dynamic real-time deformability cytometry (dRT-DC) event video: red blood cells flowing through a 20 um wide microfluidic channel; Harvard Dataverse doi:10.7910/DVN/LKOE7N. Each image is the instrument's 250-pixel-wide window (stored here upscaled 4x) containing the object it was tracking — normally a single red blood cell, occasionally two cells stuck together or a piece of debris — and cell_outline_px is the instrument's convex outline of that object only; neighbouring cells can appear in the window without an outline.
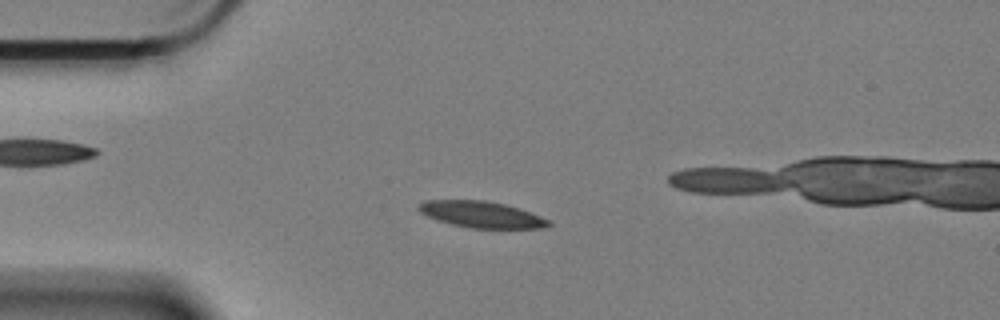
{"species": "Egyptian fruit bat (a non-hibernating species)", "species_latin": "Rousettus aegyptiacus", "temperature_condition": "cold", "stored_images_in_passage": 60, "camera_frame_rate_fps": 3000, "um_per_image_px": 0.085, "animal": {"sex": "female"}, "frame": {"image": 1, "passage_image": 14, "time_ms": 4.333, "image_size_px": [1000, 320], "cell_outline_px": [[552, 224], [548, 228], [468, 228], [452, 224], [428, 216], [420, 212], [416, 208], [424, 200], [484, 200], [504, 204], [540, 216], [548, 220]], "centroid_in_image_um": [40.91, 18.23], "position_along_channel_um": 44.1, "area_um2": 19.71}}
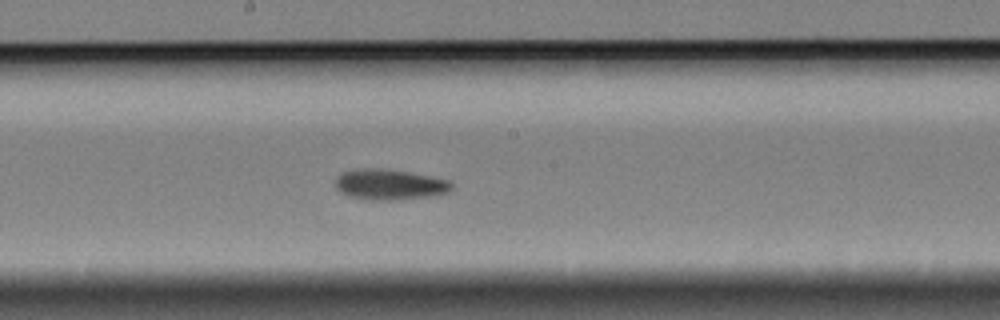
{"frame": {"image": 2, "passage_image": 31, "time_ms": 10.0, "image_size_px": [1000, 320], "cell_outline_px": [[452, 188], [448, 192], [436, 196], [396, 200], [364, 200], [348, 196], [340, 192], [336, 188], [336, 176], [344, 172], [364, 168], [380, 168], [408, 172], [448, 180], [452, 184]], "centroid_in_image_um": [33.1, 15.7], "position_along_channel_um": 215.1, "area_um2": 20.81}}
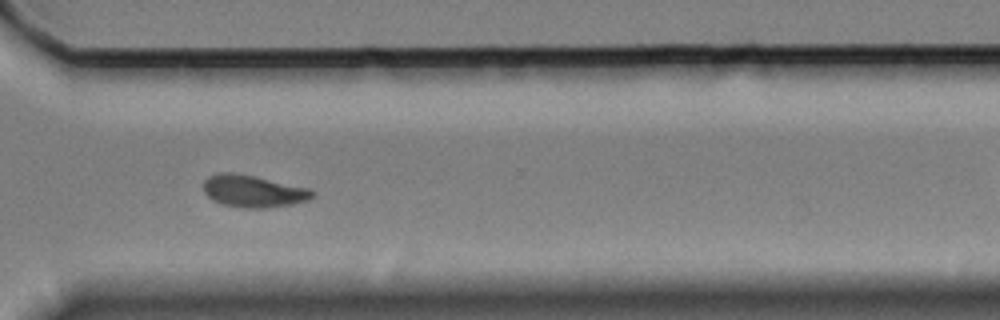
{"frame": {"image": 3, "passage_image": 43, "time_ms": 14.0, "image_size_px": [1000, 320], "cell_outline_px": [[316, 196], [308, 200], [292, 204], [268, 208], [244, 208], [220, 204], [212, 200], [204, 192], [204, 180], [208, 176], [220, 172], [228, 172], [252, 176], [312, 188], [316, 192]], "centroid_in_image_um": [21.56, 16.26], "position_along_channel_um": 349.0, "area_um2": 20.58}}